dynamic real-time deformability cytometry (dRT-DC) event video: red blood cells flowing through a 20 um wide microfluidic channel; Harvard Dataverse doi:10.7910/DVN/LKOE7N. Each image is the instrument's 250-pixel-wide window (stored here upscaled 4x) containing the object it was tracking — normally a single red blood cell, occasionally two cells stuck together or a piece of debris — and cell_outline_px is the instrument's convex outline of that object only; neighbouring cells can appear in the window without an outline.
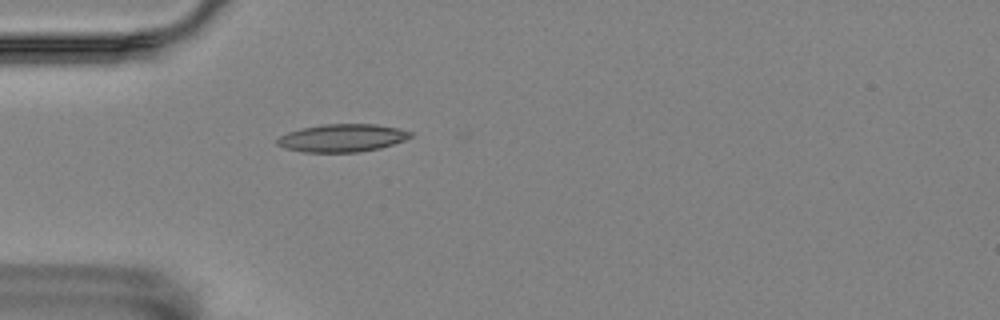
{"species": "Egyptian fruit bat (a non-hibernating species)", "species_latin": "Rousettus aegyptiacus", "temperature_condition": "room temperature", "stored_images_in_passage": 4, "camera_frame_rate_fps": 3000, "um_per_image_px": 0.085, "animal": {"sex": "female"}, "frame": {"image": 1, "passage_image": 4, "time_ms": 1.0, "image_size_px": [1000, 320], "cell_outline_px": [[412, 136], [404, 140], [380, 148], [360, 152], [304, 152], [284, 148], [276, 144], [276, 140], [280, 136], [288, 132], [300, 128], [324, 124], [376, 124], [400, 128], [412, 132]], "centroid_in_image_um": [29.08, 11.72], "position_along_channel_um": 55.9, "area_um2": 21.68}}